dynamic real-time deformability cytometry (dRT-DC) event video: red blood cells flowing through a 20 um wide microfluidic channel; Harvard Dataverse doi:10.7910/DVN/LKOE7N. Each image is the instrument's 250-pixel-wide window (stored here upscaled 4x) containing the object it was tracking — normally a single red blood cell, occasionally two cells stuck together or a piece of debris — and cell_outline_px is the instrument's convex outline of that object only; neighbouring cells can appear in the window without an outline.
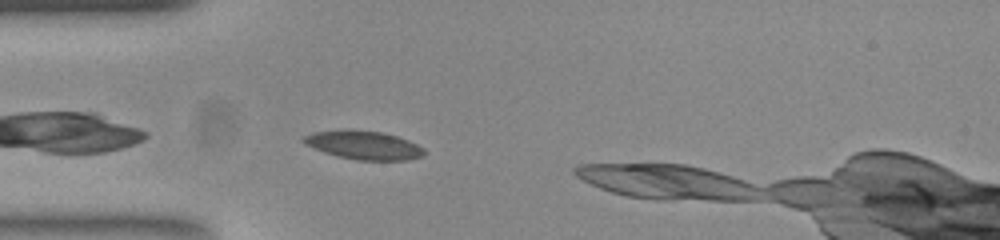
{"species": "common noctule bat (a hibernating species)", "species_latin": "Nyctalus noctula", "temperature_condition": "room temperature", "stored_images_in_passage": 35, "camera_frame_rate_fps": 3000, "um_per_image_px": 0.085, "animal": {"sex": "female", "body_mass_g": 23.0, "forearm_length_mm": 53.4}, "frame": {"image": 1, "passage_image": 1, "time_ms": 0.0, "image_size_px": [1000, 240], "cell_outline_px": [[424, 152], [420, 156], [408, 160], [356, 160], [324, 152], [308, 144], [304, 140], [304, 136], [316, 132], [380, 132], [396, 136], [408, 140], [424, 148]], "centroid_in_image_um": [31.01, 12.38], "position_along_channel_um": 54.0, "area_um2": 18.79}}
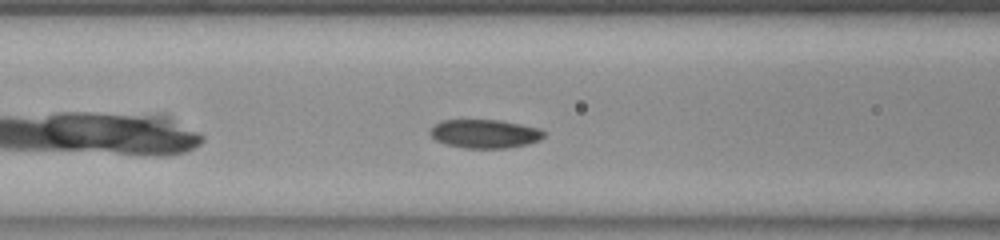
{"frame": {"image": 2, "passage_image": 7, "time_ms": 2.0, "image_size_px": [1000, 240], "cell_outline_px": [[544, 136], [540, 140], [528, 144], [508, 148], [464, 148], [448, 144], [436, 140], [432, 136], [432, 128], [436, 124], [444, 120], [496, 120], [536, 128], [544, 132]], "centroid_in_image_um": [41.22, 11.38], "position_along_channel_um": 125.4, "area_um2": 18.5}}
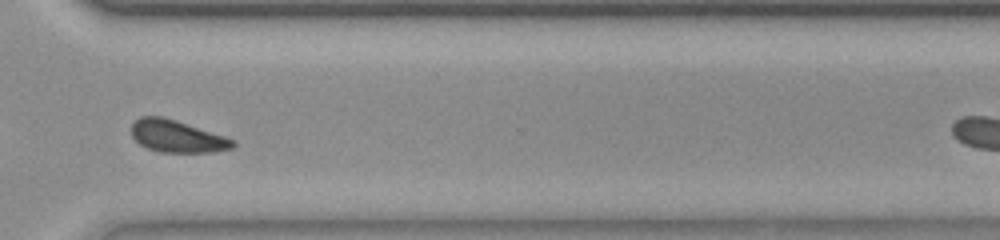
{"frame": {"image": 3, "passage_image": 25, "time_ms": 8.0, "image_size_px": [1000, 240], "cell_outline_px": [[236, 144], [232, 148], [212, 152], [160, 152], [148, 148], [140, 144], [132, 136], [132, 124], [140, 116], [160, 116], [176, 120], [236, 140]], "centroid_in_image_um": [15.05, 11.59], "position_along_channel_um": 355.5, "area_um2": 18.84}, "authors_computed_cell_mechanics": {"area_um2": 18.7272, "velocity_mm_per_s": 3.8374, "shape_relaxation_time_tau1_ms": 3.0377, "shape_relaxation_time_tau2_ms": 3.8135, "deformation_change_tau1": 0.067, "deformation_change_tau2": 0.0922}}